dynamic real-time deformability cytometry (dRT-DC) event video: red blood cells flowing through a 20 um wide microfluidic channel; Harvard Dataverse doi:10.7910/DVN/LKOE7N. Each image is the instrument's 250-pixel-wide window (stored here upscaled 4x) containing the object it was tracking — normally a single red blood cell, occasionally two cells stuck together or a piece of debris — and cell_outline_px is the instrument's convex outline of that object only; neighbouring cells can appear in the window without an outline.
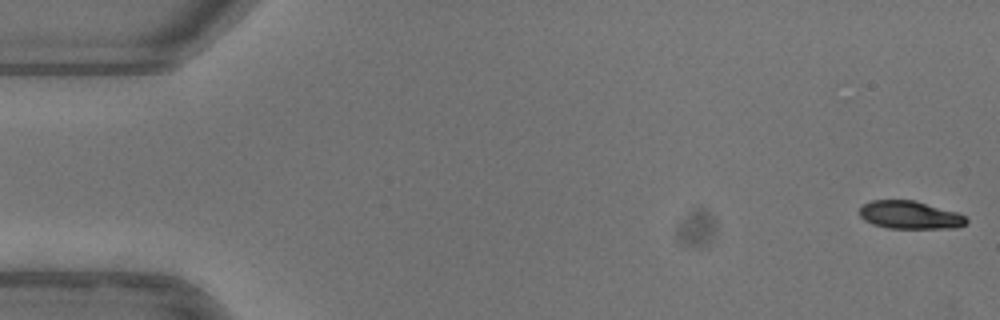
{"species": "common noctule bat (a hibernating species)", "species_latin": "Nyctalus noctula", "temperature_condition": "warm", "stored_images_in_passage": 52, "camera_frame_rate_fps": 3000, "um_per_image_px": 0.085, "animal": {"sex": "female"}, "frame": {"image": 1, "passage_image": 1, "time_ms": 0.0, "image_size_px": [1000, 320], "cell_outline_px": [[968, 220], [964, 224], [956, 228], [888, 228], [872, 224], [864, 220], [860, 216], [860, 208], [864, 204], [872, 200], [916, 200], [956, 212], [964, 216]], "centroid_in_image_um": [77.32, 18.27], "position_along_channel_um": 7.7, "area_um2": 17.34}}
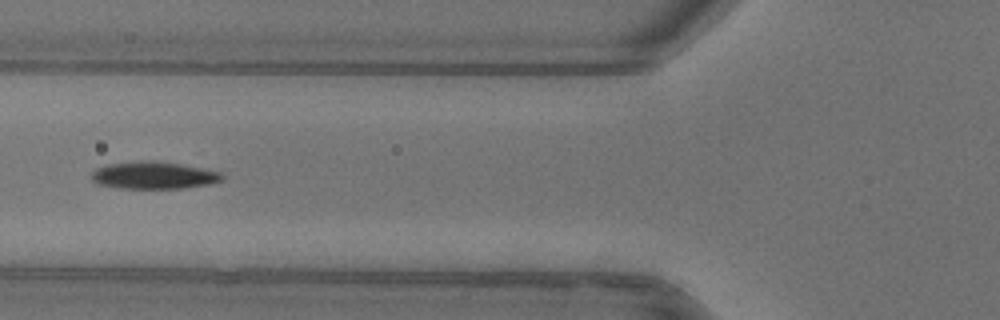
{"frame": {"image": 2, "passage_image": 20, "time_ms": 6.333, "image_size_px": [1000, 320], "cell_outline_px": [[224, 180], [208, 184], [184, 188], [120, 188], [96, 184], [92, 180], [92, 172], [96, 168], [108, 164], [140, 160], [148, 160], [180, 164], [224, 172]], "centroid_in_image_um": [13.08, 14.9], "position_along_channel_um": 112.7, "area_um2": 20.87}}
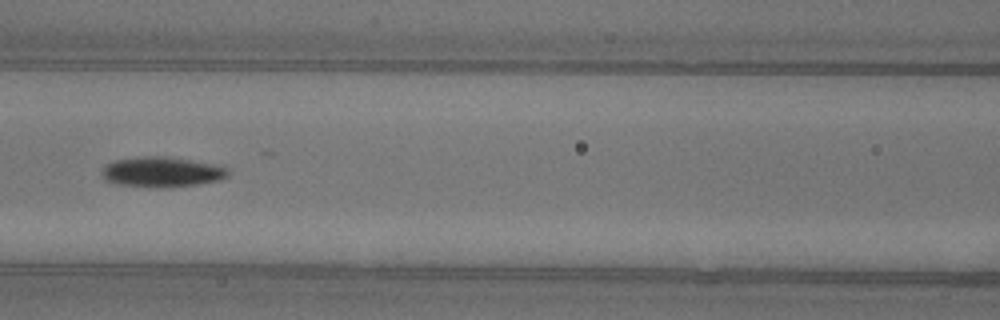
{"frame": {"image": 3, "passage_image": 23, "time_ms": 7.333, "image_size_px": [1000, 320], "cell_outline_px": [[228, 176], [220, 180], [172, 188], [148, 188], [120, 184], [108, 180], [100, 172], [104, 164], [112, 160], [140, 156], [164, 156], [220, 164], [228, 168]], "centroid_in_image_um": [13.77, 14.61], "position_along_channel_um": 152.8, "area_um2": 22.72}, "authors_computed_cell_mechanics": {"area_um2": 20.1144, "velocity_mm_per_s": 3.9785, "shape_relaxation_time_tau1_ms": 3.8203, "shape_relaxation_time_tau2_ms": null, "deformation_change_tau1": 0.1542, "deformation_change_tau2": null}}